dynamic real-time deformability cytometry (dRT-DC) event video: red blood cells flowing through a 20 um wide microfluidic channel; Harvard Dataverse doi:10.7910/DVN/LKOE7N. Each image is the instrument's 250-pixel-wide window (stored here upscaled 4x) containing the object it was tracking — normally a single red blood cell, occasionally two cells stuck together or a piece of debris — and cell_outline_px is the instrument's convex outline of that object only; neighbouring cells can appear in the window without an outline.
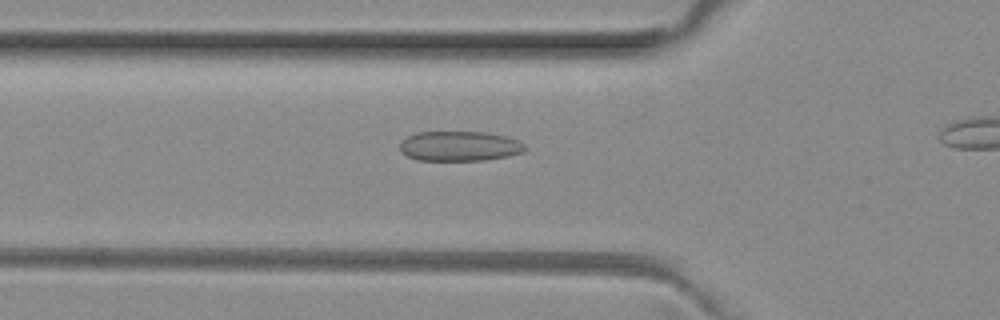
{"species": "common noctule bat (a hibernating species)", "species_latin": "Nyctalus noctula", "temperature_condition": "room temperature", "stored_images_in_passage": 3, "segment_of_instrument_passage": [1, 2], "camera_frame_rate_fps": 3000, "um_per_image_px": 0.085, "animal": {"sex": "female", "body_mass_g": 29.2, "forearm_length_mm": 56.3}, "frame": {"image": 1, "passage_image": 2, "time_ms": 0.333, "image_size_px": [1000, 320], "cell_outline_px": [[528, 148], [524, 152], [508, 156], [484, 160], [416, 160], [400, 152], [400, 144], [408, 136], [416, 132], [488, 132], [508, 136], [524, 144]], "centroid_in_image_um": [39.09, 12.42], "position_along_channel_um": 86.7, "area_um2": 21.91}}